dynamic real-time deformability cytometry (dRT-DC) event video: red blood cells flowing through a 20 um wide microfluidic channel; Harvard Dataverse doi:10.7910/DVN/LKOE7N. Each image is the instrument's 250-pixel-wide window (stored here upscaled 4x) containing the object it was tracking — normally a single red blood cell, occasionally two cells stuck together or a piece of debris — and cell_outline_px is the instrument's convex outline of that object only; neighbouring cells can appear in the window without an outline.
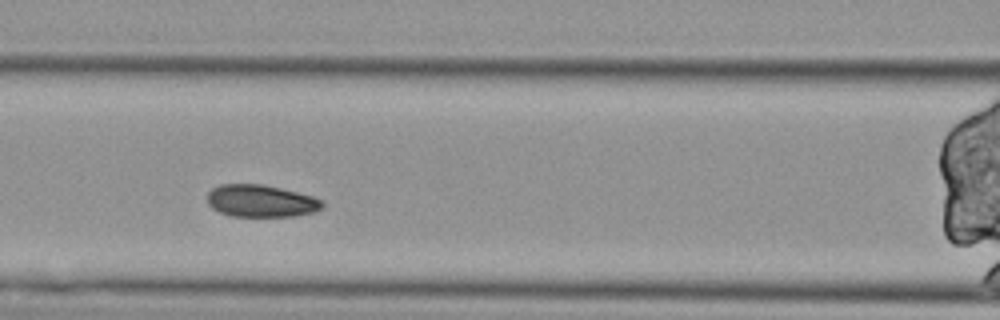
{"species": "Egyptian fruit bat (a non-hibernating species)", "species_latin": "Rousettus aegyptiacus", "temperature_condition": "cold", "stored_images_in_passage": 46, "segment_of_instrument_passage": [2, 2], "camera_frame_rate_fps": 3000, "um_per_image_px": 0.085, "animal": {"sex": "female"}, "frame": {"image": 1, "passage_image": 13, "time_ms": 4.0, "image_size_px": [1000, 320], "cell_outline_px": [[324, 204], [320, 208], [312, 212], [296, 216], [232, 216], [220, 212], [212, 208], [208, 204], [208, 192], [212, 188], [220, 184], [260, 184], [280, 188], [312, 196], [320, 200]], "centroid_in_image_um": [22.14, 17.08], "position_along_channel_um": 144.5, "area_um2": 21.39}}
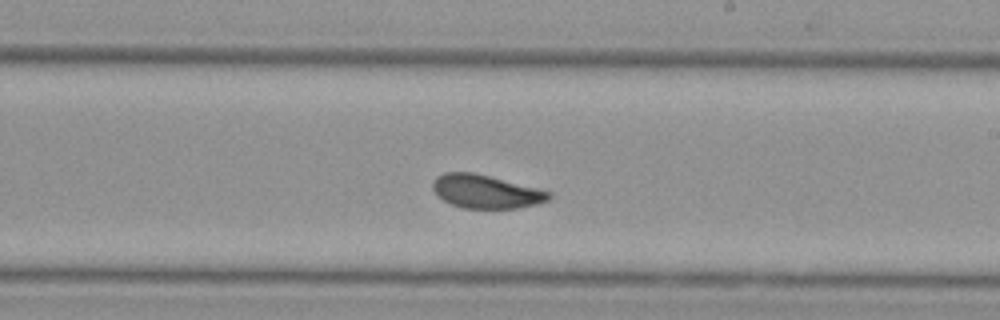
{"frame": {"image": 2, "passage_image": 22, "time_ms": 7.0, "image_size_px": [1000, 320], "cell_outline_px": [[552, 196], [548, 200], [536, 204], [516, 208], [464, 208], [452, 204], [444, 200], [432, 188], [432, 184], [436, 176], [444, 172], [476, 172], [552, 192]], "centroid_in_image_um": [41.31, 16.26], "position_along_channel_um": 247.7, "area_um2": 22.54}}
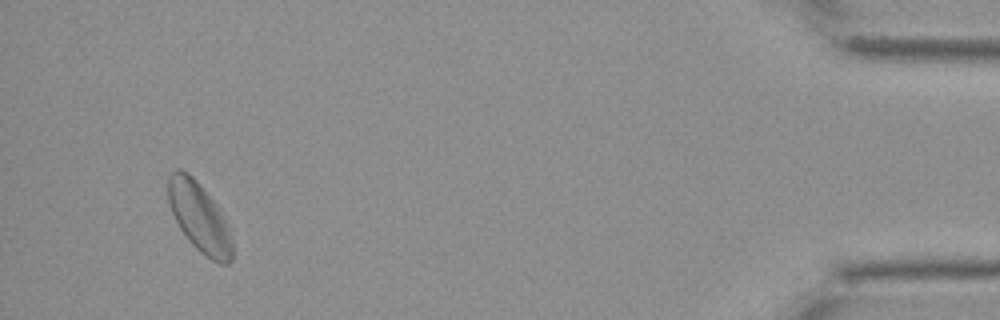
{"frame": {"image": 3, "passage_image": 43, "time_ms": 14.0, "image_size_px": [1000, 320], "cell_outline_px": [[232, 260], [228, 264], [220, 264], [212, 260], [200, 252], [188, 240], [180, 228], [168, 204], [168, 176], [176, 168], [180, 168], [188, 172], [196, 180], [216, 204], [232, 236]], "centroid_in_image_um": [16.93, 18.46], "position_along_channel_um": 418.3, "area_um2": 25.78}}